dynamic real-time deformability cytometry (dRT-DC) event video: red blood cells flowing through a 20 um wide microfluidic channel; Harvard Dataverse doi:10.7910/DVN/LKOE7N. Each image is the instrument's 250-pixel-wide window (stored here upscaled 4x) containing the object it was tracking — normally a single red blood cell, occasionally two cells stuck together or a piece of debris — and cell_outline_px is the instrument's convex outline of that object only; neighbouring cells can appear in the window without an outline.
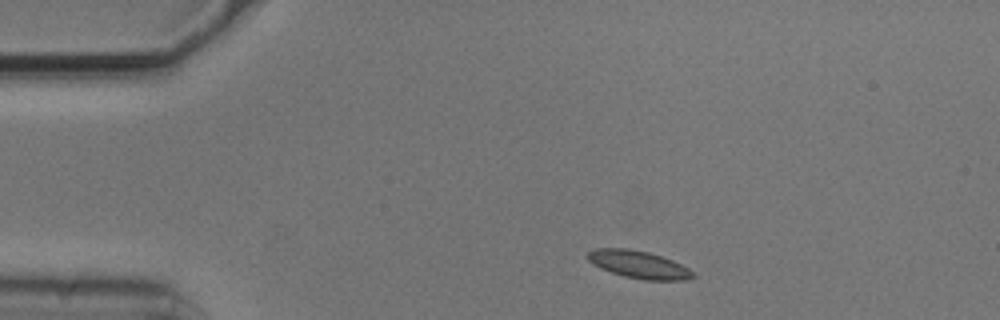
{"species": "common noctule bat (a hibernating species)", "species_latin": "Nyctalus noctula", "temperature_condition": "cold", "stored_images_in_passage": 3, "camera_frame_rate_fps": 3000, "um_per_image_px": 0.085, "animal": {"sex": "male", "body_mass_g": 20.5, "forearm_length_mm": 52.5}, "frame": {"image": 1, "passage_image": 1, "time_ms": 0.0, "image_size_px": [1000, 320], "cell_outline_px": [[696, 276], [684, 280], [644, 280], [624, 276], [600, 268], [592, 264], [588, 260], [588, 252], [596, 248], [628, 248], [648, 252], [672, 260], [696, 272]], "centroid_in_image_um": [54.3, 22.49], "position_along_channel_um": 30.7, "area_um2": 16.88}}
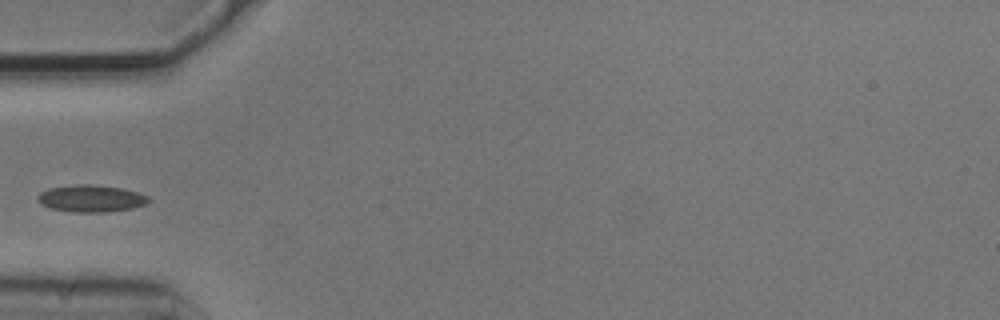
{"frame": {"image": 2, "passage_image": 3, "time_ms": 0.667, "image_size_px": [1000, 320], "cell_outline_px": [[148, 200], [144, 204], [132, 208], [108, 212], [76, 212], [52, 208], [40, 204], [36, 196], [40, 192], [52, 188], [72, 184], [92, 184], [120, 188], [136, 192], [148, 196]], "centroid_in_image_um": [7.7, 16.86], "position_along_channel_um": 77.3, "area_um2": 17.22}}